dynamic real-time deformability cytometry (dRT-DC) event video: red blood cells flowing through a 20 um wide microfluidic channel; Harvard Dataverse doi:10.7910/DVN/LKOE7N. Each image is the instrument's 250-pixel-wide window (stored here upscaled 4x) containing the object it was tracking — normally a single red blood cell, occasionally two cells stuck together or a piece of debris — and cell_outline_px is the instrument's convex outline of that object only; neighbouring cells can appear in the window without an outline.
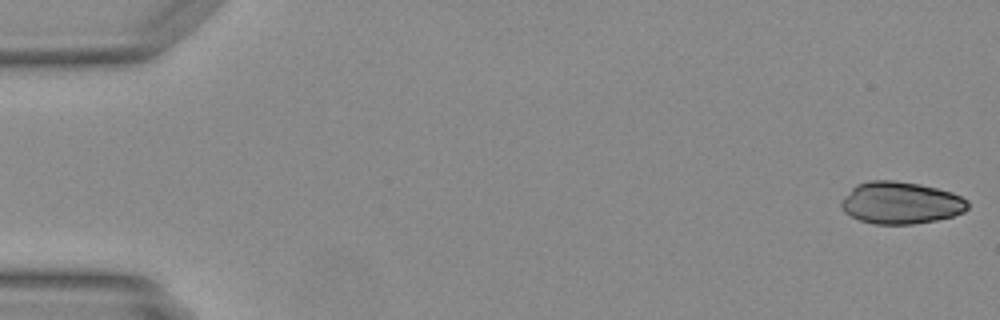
{"species": "Egyptian fruit bat (a non-hibernating species)", "species_latin": "Rousettus aegyptiacus", "temperature_condition": "warm", "stored_images_in_passage": 4, "camera_frame_rate_fps": 3000, "um_per_image_px": 0.085, "animal": {"sex": "female"}, "frame": {"image": 1, "passage_image": 1, "time_ms": 0.0, "image_size_px": [1000, 320], "cell_outline_px": [[968, 208], [964, 212], [952, 216], [936, 220], [912, 224], [872, 224], [860, 220], [844, 212], [840, 204], [852, 188], [856, 184], [868, 180], [892, 180], [920, 184], [952, 192], [968, 200]], "centroid_in_image_um": [76.57, 17.24], "position_along_channel_um": 8.4, "area_um2": 30.98}}